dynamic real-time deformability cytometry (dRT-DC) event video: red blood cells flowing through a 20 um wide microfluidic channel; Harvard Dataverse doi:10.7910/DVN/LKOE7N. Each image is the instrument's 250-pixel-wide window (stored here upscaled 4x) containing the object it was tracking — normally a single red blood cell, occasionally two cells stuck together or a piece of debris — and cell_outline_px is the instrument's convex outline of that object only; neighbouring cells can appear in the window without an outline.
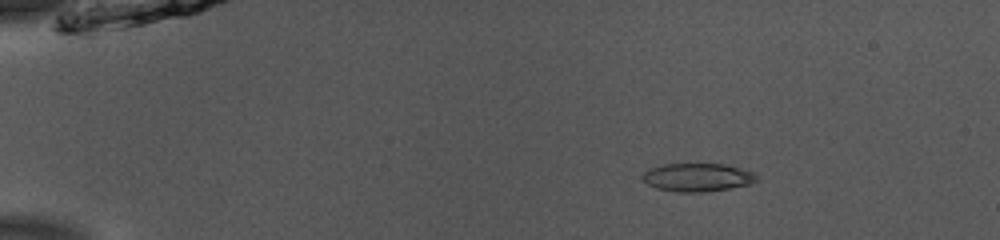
{"species": "common noctule bat (a hibernating species)", "species_latin": "Nyctalus noctula", "temperature_condition": "room temperature", "stored_images_in_passage": 51, "camera_frame_rate_fps": 3000, "um_per_image_px": 0.085, "animal": {"sex": "male", "body_mass_g": 13.0, "forearm_length_mm": 53.1}, "frame": {"image": 1, "passage_image": 8, "time_ms": 2.333, "image_size_px": [1000, 240], "cell_outline_px": [[760, 176], [756, 180], [748, 184], [728, 188], [704, 192], [680, 192], [656, 188], [648, 184], [640, 176], [644, 172], [652, 168], [664, 164], [724, 164], [740, 168], [752, 172]], "centroid_in_image_um": [59.28, 15.07], "position_along_channel_um": 25.7, "area_um2": 18.55}}
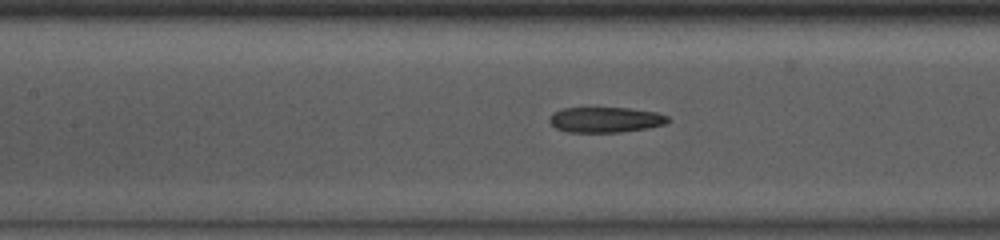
{"frame": {"image": 2, "passage_image": 24, "time_ms": 7.667, "image_size_px": [1000, 240], "cell_outline_px": [[672, 120], [664, 124], [644, 128], [620, 132], [568, 132], [556, 128], [548, 120], [552, 112], [564, 108], [628, 108], [656, 112], [668, 116]], "centroid_in_image_um": [51.45, 10.17], "position_along_channel_um": 156.0, "area_um2": 17.46}}
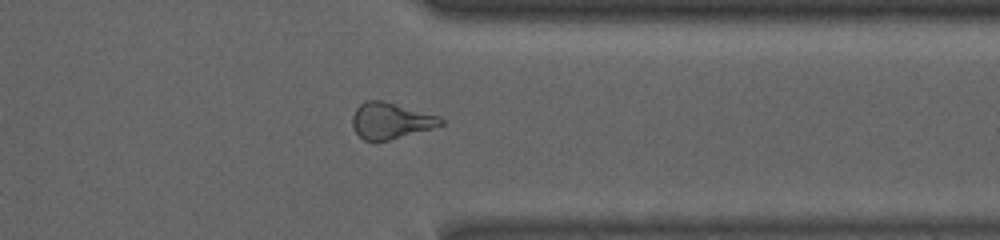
{"frame": {"image": 3, "passage_image": 41, "time_ms": 13.333, "image_size_px": [1000, 240], "cell_outline_px": [[444, 124], [432, 128], [388, 140], [364, 140], [352, 128], [352, 116], [356, 108], [360, 104], [368, 100], [380, 100], [440, 116], [444, 120]], "centroid_in_image_um": [33.2, 10.26], "position_along_channel_um": 378.2, "area_um2": 18.32}, "authors_computed_cell_mechanics": {"area_um2": 18.5538, "velocity_mm_per_s": 3.9405, "shape_relaxation_time_tau1_ms": 11.2794, "shape_relaxation_time_tau2_ms": 4.8686, "deformation_change_tau1": 0.2697, "deformation_change_tau2": 0.1176}}